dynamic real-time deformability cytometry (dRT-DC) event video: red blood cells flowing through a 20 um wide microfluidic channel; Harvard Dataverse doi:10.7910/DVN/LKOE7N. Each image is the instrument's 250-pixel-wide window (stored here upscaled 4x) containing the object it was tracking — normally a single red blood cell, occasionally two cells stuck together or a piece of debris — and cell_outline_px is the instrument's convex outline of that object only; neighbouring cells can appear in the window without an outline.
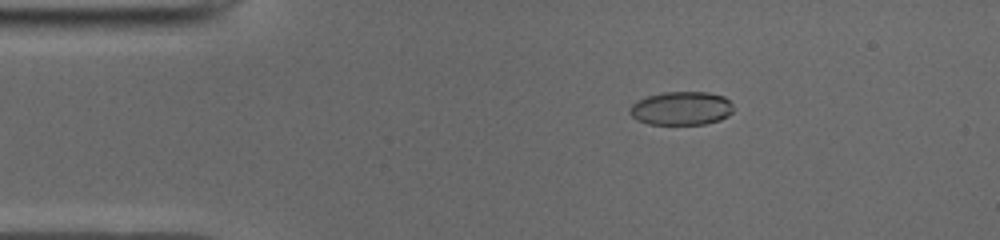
{"species": "common noctule bat (a hibernating species)", "species_latin": "Nyctalus noctula", "temperature_condition": "cold", "stored_images_in_passage": 51, "camera_frame_rate_fps": 3000, "um_per_image_px": 0.085, "animal": {"sex": "male", "body_mass_g": 19.0, "forearm_length_mm": 50.8}, "frame": {"image": 1, "passage_image": 9, "time_ms": 2.667, "image_size_px": [1000, 240], "cell_outline_px": [[732, 112], [728, 116], [720, 120], [704, 124], [648, 124], [636, 120], [628, 112], [628, 108], [636, 100], [648, 96], [664, 92], [708, 92], [724, 96], [732, 104]], "centroid_in_image_um": [57.88, 9.21], "position_along_channel_um": 27.1, "area_um2": 20.4}}
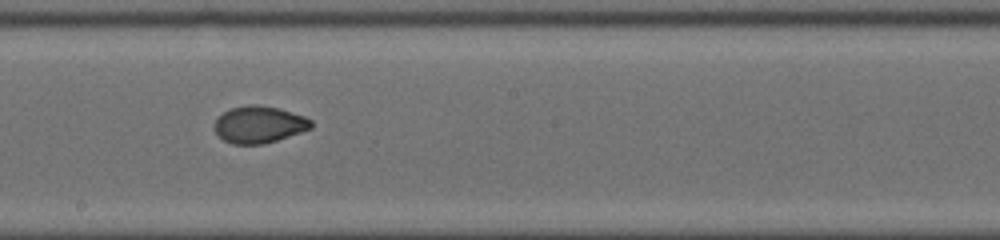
{"frame": {"image": 2, "passage_image": 28, "time_ms": 9.0, "image_size_px": [1000, 240], "cell_outline_px": [[312, 128], [264, 144], [232, 144], [224, 140], [216, 132], [216, 120], [224, 112], [232, 108], [252, 104], [256, 104], [280, 108], [304, 116], [312, 120]], "centroid_in_image_um": [22.05, 10.58], "position_along_channel_um": 226.1, "area_um2": 20.52}}
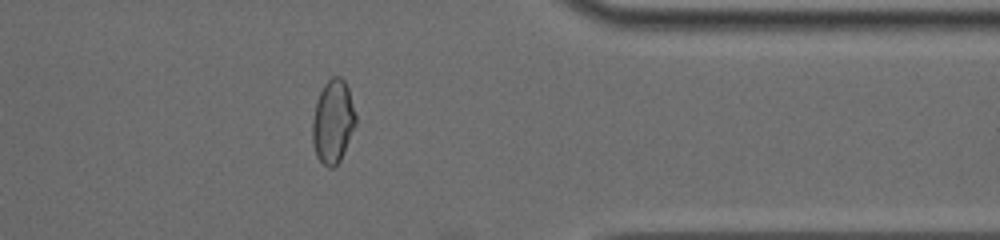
{"frame": {"image": 3, "passage_image": 41, "time_ms": 13.333, "image_size_px": [1000, 240], "cell_outline_px": [[356, 124], [340, 160], [332, 168], [328, 168], [316, 156], [312, 140], [312, 120], [316, 100], [324, 84], [332, 76], [340, 76], [344, 80], [348, 88], [356, 116]], "centroid_in_image_um": [28.29, 10.32], "position_along_channel_um": 383.1, "area_um2": 20.98}}